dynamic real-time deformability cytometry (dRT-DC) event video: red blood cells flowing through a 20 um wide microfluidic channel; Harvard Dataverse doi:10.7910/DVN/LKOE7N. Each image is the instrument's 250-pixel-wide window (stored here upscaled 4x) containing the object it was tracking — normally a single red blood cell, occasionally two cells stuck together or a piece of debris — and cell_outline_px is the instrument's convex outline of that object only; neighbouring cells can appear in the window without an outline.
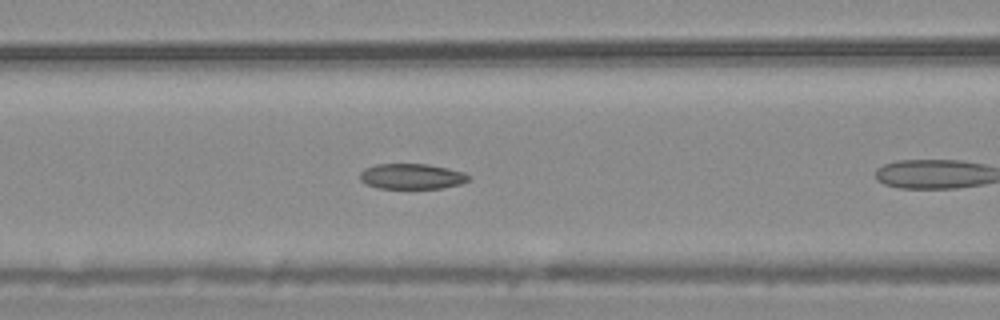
{"species": "common noctule bat (a hibernating species)", "species_latin": "Nyctalus noctula", "temperature_condition": "warm", "stored_images_in_passage": 20, "camera_frame_rate_fps": 3000, "um_per_image_px": 0.085, "animal": {"sex": "male", "body_mass_g": 20.4}, "frame": {"image": 1, "passage_image": 9, "time_ms": 2.667, "image_size_px": [1000, 320], "cell_outline_px": [[472, 176], [468, 180], [460, 184], [440, 188], [376, 188], [360, 180], [360, 172], [364, 168], [376, 164], [428, 164], [448, 168], [464, 172]], "centroid_in_image_um": [35.0, 14.98], "position_along_channel_um": 131.6, "area_um2": 16.13}}
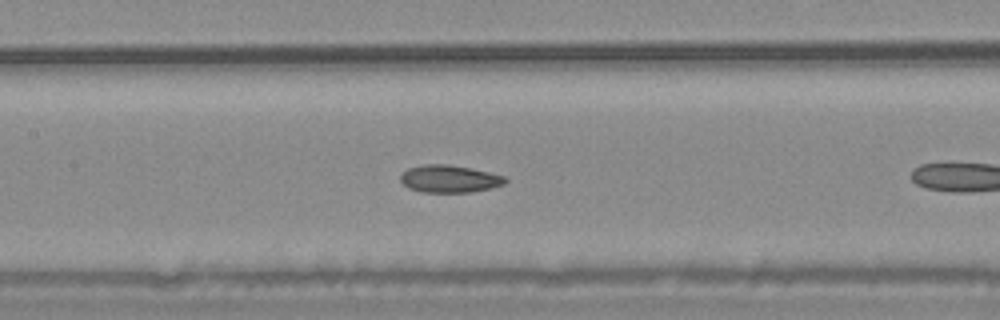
{"frame": {"image": 2, "passage_image": 12, "time_ms": 3.667, "image_size_px": [1000, 320], "cell_outline_px": [[508, 180], [504, 184], [492, 188], [472, 192], [420, 192], [408, 188], [400, 180], [400, 172], [408, 168], [424, 164], [448, 164], [472, 168], [504, 176]], "centroid_in_image_um": [38.18, 15.2], "position_along_channel_um": 169.2, "area_um2": 16.94}}
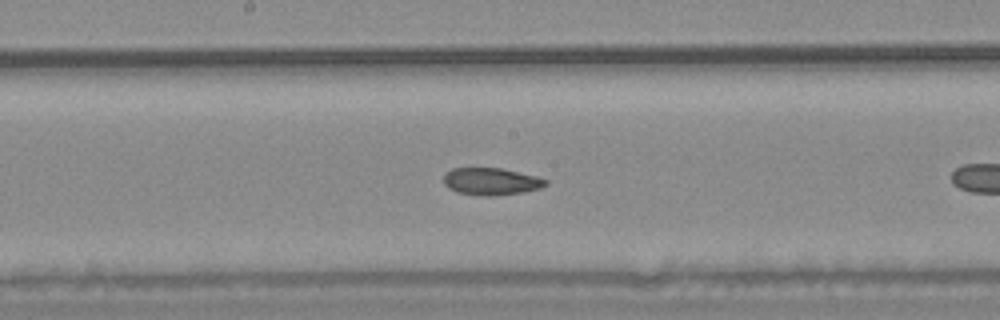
{"frame": {"image": 3, "passage_image": 15, "time_ms": 4.667, "image_size_px": [1000, 320], "cell_outline_px": [[548, 184], [540, 188], [524, 192], [492, 196], [484, 196], [456, 192], [448, 188], [444, 184], [444, 172], [452, 168], [500, 168], [536, 176], [548, 180]], "centroid_in_image_um": [41.73, 15.42], "position_along_channel_um": 206.5, "area_um2": 16.24}}